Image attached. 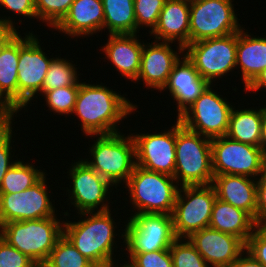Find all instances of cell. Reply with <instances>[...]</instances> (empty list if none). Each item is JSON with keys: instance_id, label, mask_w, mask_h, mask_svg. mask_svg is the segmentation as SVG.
Wrapping results in <instances>:
<instances>
[{"instance_id": "6da1fadb", "label": "cell", "mask_w": 266, "mask_h": 267, "mask_svg": "<svg viewBox=\"0 0 266 267\" xmlns=\"http://www.w3.org/2000/svg\"><path fill=\"white\" fill-rule=\"evenodd\" d=\"M111 210L80 213L77 222L67 220L71 215L68 210L61 212L66 219L63 222V235L96 267H112L120 264L118 261L120 258L116 259L114 252H124L123 248L117 251L118 242L123 243L121 247H124V225L121 227L123 229L116 230L117 220L112 216ZM115 236H120L119 239L123 242L117 241Z\"/></svg>"}, {"instance_id": "7a4b0ae2", "label": "cell", "mask_w": 266, "mask_h": 267, "mask_svg": "<svg viewBox=\"0 0 266 267\" xmlns=\"http://www.w3.org/2000/svg\"><path fill=\"white\" fill-rule=\"evenodd\" d=\"M120 92V93H119ZM115 91L100 82L89 84L80 81L79 92L72 114L81 123L82 135H100L120 132V122L137 111L127 94ZM128 116V117H127ZM119 125V126H118Z\"/></svg>"}, {"instance_id": "3957f363", "label": "cell", "mask_w": 266, "mask_h": 267, "mask_svg": "<svg viewBox=\"0 0 266 267\" xmlns=\"http://www.w3.org/2000/svg\"><path fill=\"white\" fill-rule=\"evenodd\" d=\"M88 136L96 140H91L93 144H89L90 158L81 159L118 190L117 187L128 181L136 165L131 132L127 136L123 132Z\"/></svg>"}, {"instance_id": "277c9868", "label": "cell", "mask_w": 266, "mask_h": 267, "mask_svg": "<svg viewBox=\"0 0 266 267\" xmlns=\"http://www.w3.org/2000/svg\"><path fill=\"white\" fill-rule=\"evenodd\" d=\"M175 152L174 178L180 187L212 184L211 139L185 128L177 118Z\"/></svg>"}, {"instance_id": "5b68a950", "label": "cell", "mask_w": 266, "mask_h": 267, "mask_svg": "<svg viewBox=\"0 0 266 267\" xmlns=\"http://www.w3.org/2000/svg\"><path fill=\"white\" fill-rule=\"evenodd\" d=\"M124 185L134 214H172L180 187L174 177L135 165Z\"/></svg>"}, {"instance_id": "8992f818", "label": "cell", "mask_w": 266, "mask_h": 267, "mask_svg": "<svg viewBox=\"0 0 266 267\" xmlns=\"http://www.w3.org/2000/svg\"><path fill=\"white\" fill-rule=\"evenodd\" d=\"M62 217L11 221L0 226V236L41 267L63 235Z\"/></svg>"}, {"instance_id": "52a82bcc", "label": "cell", "mask_w": 266, "mask_h": 267, "mask_svg": "<svg viewBox=\"0 0 266 267\" xmlns=\"http://www.w3.org/2000/svg\"><path fill=\"white\" fill-rule=\"evenodd\" d=\"M78 159L77 162L74 160V163H71L67 171L70 185L64 190L68 195L66 198L68 201L66 200L64 203L70 201L67 205L71 204L75 210L77 209L76 215L112 209L110 206L114 202L110 196L113 197L111 193L113 191L112 194H114V186L85 163L83 159L79 157Z\"/></svg>"}, {"instance_id": "ba28073f", "label": "cell", "mask_w": 266, "mask_h": 267, "mask_svg": "<svg viewBox=\"0 0 266 267\" xmlns=\"http://www.w3.org/2000/svg\"><path fill=\"white\" fill-rule=\"evenodd\" d=\"M22 35L19 32L18 111L23 109L27 112L28 105L32 106L34 99H38L42 92L46 73L54 57L47 56L34 31H26Z\"/></svg>"}, {"instance_id": "9c48e42d", "label": "cell", "mask_w": 266, "mask_h": 267, "mask_svg": "<svg viewBox=\"0 0 266 267\" xmlns=\"http://www.w3.org/2000/svg\"><path fill=\"white\" fill-rule=\"evenodd\" d=\"M236 50L237 32L189 43L184 48V54L194 64L200 76L214 84L220 78L226 79L230 72L234 73Z\"/></svg>"}, {"instance_id": "30bf717a", "label": "cell", "mask_w": 266, "mask_h": 267, "mask_svg": "<svg viewBox=\"0 0 266 267\" xmlns=\"http://www.w3.org/2000/svg\"><path fill=\"white\" fill-rule=\"evenodd\" d=\"M216 198L212 184L179 187L171 214L176 237L188 238L193 232L209 227Z\"/></svg>"}, {"instance_id": "8fae6325", "label": "cell", "mask_w": 266, "mask_h": 267, "mask_svg": "<svg viewBox=\"0 0 266 267\" xmlns=\"http://www.w3.org/2000/svg\"><path fill=\"white\" fill-rule=\"evenodd\" d=\"M234 0H197L190 2L189 43L223 37L239 32V23Z\"/></svg>"}, {"instance_id": "7c38bea8", "label": "cell", "mask_w": 266, "mask_h": 267, "mask_svg": "<svg viewBox=\"0 0 266 267\" xmlns=\"http://www.w3.org/2000/svg\"><path fill=\"white\" fill-rule=\"evenodd\" d=\"M125 221L122 223L125 224L124 250L127 252L166 250L177 239L171 215L131 213Z\"/></svg>"}, {"instance_id": "4fadbf2b", "label": "cell", "mask_w": 266, "mask_h": 267, "mask_svg": "<svg viewBox=\"0 0 266 267\" xmlns=\"http://www.w3.org/2000/svg\"><path fill=\"white\" fill-rule=\"evenodd\" d=\"M215 85L210 84L178 118L185 128L210 139L226 135L229 116L235 105L217 93L213 89Z\"/></svg>"}, {"instance_id": "5bb4252c", "label": "cell", "mask_w": 266, "mask_h": 267, "mask_svg": "<svg viewBox=\"0 0 266 267\" xmlns=\"http://www.w3.org/2000/svg\"><path fill=\"white\" fill-rule=\"evenodd\" d=\"M211 156L214 175H243L257 179L266 168V157L260 147L226 135L211 139Z\"/></svg>"}, {"instance_id": "9a60e30c", "label": "cell", "mask_w": 266, "mask_h": 267, "mask_svg": "<svg viewBox=\"0 0 266 267\" xmlns=\"http://www.w3.org/2000/svg\"><path fill=\"white\" fill-rule=\"evenodd\" d=\"M46 175L48 176L46 173L37 183L24 191L0 193V226L11 221L57 216L58 210L51 196L52 190H49L50 185L47 187V180L50 178Z\"/></svg>"}, {"instance_id": "2e32d148", "label": "cell", "mask_w": 266, "mask_h": 267, "mask_svg": "<svg viewBox=\"0 0 266 267\" xmlns=\"http://www.w3.org/2000/svg\"><path fill=\"white\" fill-rule=\"evenodd\" d=\"M168 128V129H167ZM164 130L131 133L135 142L136 165L174 177L176 163V121Z\"/></svg>"}, {"instance_id": "e0dca14e", "label": "cell", "mask_w": 266, "mask_h": 267, "mask_svg": "<svg viewBox=\"0 0 266 267\" xmlns=\"http://www.w3.org/2000/svg\"><path fill=\"white\" fill-rule=\"evenodd\" d=\"M146 42V43H145ZM141 54L140 70L132 83L145 84L146 89L160 92L167 83L174 65L184 55V47L173 42L145 40ZM175 48H172L173 46ZM143 81V83H141ZM139 82V83H138ZM154 89V90H152Z\"/></svg>"}, {"instance_id": "ac0fdd59", "label": "cell", "mask_w": 266, "mask_h": 267, "mask_svg": "<svg viewBox=\"0 0 266 267\" xmlns=\"http://www.w3.org/2000/svg\"><path fill=\"white\" fill-rule=\"evenodd\" d=\"M188 239L210 267H229L246 249L240 238L211 227L193 232Z\"/></svg>"}, {"instance_id": "d6986e66", "label": "cell", "mask_w": 266, "mask_h": 267, "mask_svg": "<svg viewBox=\"0 0 266 267\" xmlns=\"http://www.w3.org/2000/svg\"><path fill=\"white\" fill-rule=\"evenodd\" d=\"M209 85L210 83L200 76L194 64L184 54L174 65L167 83L160 92L169 91L177 105L176 118L178 119Z\"/></svg>"}, {"instance_id": "ffe728a7", "label": "cell", "mask_w": 266, "mask_h": 267, "mask_svg": "<svg viewBox=\"0 0 266 267\" xmlns=\"http://www.w3.org/2000/svg\"><path fill=\"white\" fill-rule=\"evenodd\" d=\"M108 35L106 43L100 51L105 54L113 68L121 77L135 81L140 70L141 54L144 39H139V34H105Z\"/></svg>"}, {"instance_id": "44dd1931", "label": "cell", "mask_w": 266, "mask_h": 267, "mask_svg": "<svg viewBox=\"0 0 266 267\" xmlns=\"http://www.w3.org/2000/svg\"><path fill=\"white\" fill-rule=\"evenodd\" d=\"M103 22L102 0H74L68 13L53 29L62 32L67 38L77 37V41L81 36L87 38L103 32Z\"/></svg>"}, {"instance_id": "7402d4cb", "label": "cell", "mask_w": 266, "mask_h": 267, "mask_svg": "<svg viewBox=\"0 0 266 267\" xmlns=\"http://www.w3.org/2000/svg\"><path fill=\"white\" fill-rule=\"evenodd\" d=\"M190 2L166 0L158 23L149 36L156 41L173 42L184 48L189 44Z\"/></svg>"}, {"instance_id": "603a6c76", "label": "cell", "mask_w": 266, "mask_h": 267, "mask_svg": "<svg viewBox=\"0 0 266 267\" xmlns=\"http://www.w3.org/2000/svg\"><path fill=\"white\" fill-rule=\"evenodd\" d=\"M217 198L247 212L256 222L257 182L243 175H214Z\"/></svg>"}, {"instance_id": "cb8c5ba5", "label": "cell", "mask_w": 266, "mask_h": 267, "mask_svg": "<svg viewBox=\"0 0 266 267\" xmlns=\"http://www.w3.org/2000/svg\"><path fill=\"white\" fill-rule=\"evenodd\" d=\"M244 28L237 32L236 50V69H240L243 90L266 68V36L255 37Z\"/></svg>"}, {"instance_id": "d4e9b609", "label": "cell", "mask_w": 266, "mask_h": 267, "mask_svg": "<svg viewBox=\"0 0 266 267\" xmlns=\"http://www.w3.org/2000/svg\"><path fill=\"white\" fill-rule=\"evenodd\" d=\"M256 224L255 220L247 212L216 198L209 227L232 234L246 244Z\"/></svg>"}, {"instance_id": "484cf974", "label": "cell", "mask_w": 266, "mask_h": 267, "mask_svg": "<svg viewBox=\"0 0 266 267\" xmlns=\"http://www.w3.org/2000/svg\"><path fill=\"white\" fill-rule=\"evenodd\" d=\"M239 107H233L231 110L226 136L244 144L260 147L262 118L266 104L256 109Z\"/></svg>"}, {"instance_id": "4316f807", "label": "cell", "mask_w": 266, "mask_h": 267, "mask_svg": "<svg viewBox=\"0 0 266 267\" xmlns=\"http://www.w3.org/2000/svg\"><path fill=\"white\" fill-rule=\"evenodd\" d=\"M19 32L0 52V92L18 110Z\"/></svg>"}, {"instance_id": "83f0119b", "label": "cell", "mask_w": 266, "mask_h": 267, "mask_svg": "<svg viewBox=\"0 0 266 267\" xmlns=\"http://www.w3.org/2000/svg\"><path fill=\"white\" fill-rule=\"evenodd\" d=\"M103 30L108 34H137L134 0H102Z\"/></svg>"}, {"instance_id": "f1b7e54d", "label": "cell", "mask_w": 266, "mask_h": 267, "mask_svg": "<svg viewBox=\"0 0 266 267\" xmlns=\"http://www.w3.org/2000/svg\"><path fill=\"white\" fill-rule=\"evenodd\" d=\"M18 161L7 171L0 185V193H16L24 191L37 183L47 172L36 167L32 162ZM31 163V164H30ZM39 168V169H38Z\"/></svg>"}, {"instance_id": "f546056e", "label": "cell", "mask_w": 266, "mask_h": 267, "mask_svg": "<svg viewBox=\"0 0 266 267\" xmlns=\"http://www.w3.org/2000/svg\"><path fill=\"white\" fill-rule=\"evenodd\" d=\"M53 58L49 69L46 73V77L43 82L42 92L39 94L43 96L47 91L62 88L65 86H73L79 78V71L73 64L74 61L62 58L60 56ZM71 61V62H70Z\"/></svg>"}, {"instance_id": "4dcf8cb0", "label": "cell", "mask_w": 266, "mask_h": 267, "mask_svg": "<svg viewBox=\"0 0 266 267\" xmlns=\"http://www.w3.org/2000/svg\"><path fill=\"white\" fill-rule=\"evenodd\" d=\"M41 267H96L62 235Z\"/></svg>"}, {"instance_id": "1f68e13d", "label": "cell", "mask_w": 266, "mask_h": 267, "mask_svg": "<svg viewBox=\"0 0 266 267\" xmlns=\"http://www.w3.org/2000/svg\"><path fill=\"white\" fill-rule=\"evenodd\" d=\"M80 81L78 80L73 86H65L62 88L47 91L42 97L45 99L46 106L50 110V115L56 114L60 116H71L76 103L79 92ZM52 112V113H51Z\"/></svg>"}, {"instance_id": "d6a6232c", "label": "cell", "mask_w": 266, "mask_h": 267, "mask_svg": "<svg viewBox=\"0 0 266 267\" xmlns=\"http://www.w3.org/2000/svg\"><path fill=\"white\" fill-rule=\"evenodd\" d=\"M169 250L173 267H210L188 238H177Z\"/></svg>"}, {"instance_id": "836d02e7", "label": "cell", "mask_w": 266, "mask_h": 267, "mask_svg": "<svg viewBox=\"0 0 266 267\" xmlns=\"http://www.w3.org/2000/svg\"><path fill=\"white\" fill-rule=\"evenodd\" d=\"M74 0H35L37 21L51 30L64 18Z\"/></svg>"}, {"instance_id": "e575fe53", "label": "cell", "mask_w": 266, "mask_h": 267, "mask_svg": "<svg viewBox=\"0 0 266 267\" xmlns=\"http://www.w3.org/2000/svg\"><path fill=\"white\" fill-rule=\"evenodd\" d=\"M166 0H134V13L137 24V34L139 29L147 30L150 34L156 27L160 12Z\"/></svg>"}, {"instance_id": "d590c367", "label": "cell", "mask_w": 266, "mask_h": 267, "mask_svg": "<svg viewBox=\"0 0 266 267\" xmlns=\"http://www.w3.org/2000/svg\"><path fill=\"white\" fill-rule=\"evenodd\" d=\"M128 261L126 267H173V260L169 249L154 252H124Z\"/></svg>"}, {"instance_id": "8d00e7d4", "label": "cell", "mask_w": 266, "mask_h": 267, "mask_svg": "<svg viewBox=\"0 0 266 267\" xmlns=\"http://www.w3.org/2000/svg\"><path fill=\"white\" fill-rule=\"evenodd\" d=\"M12 126L13 125H0V185L7 171L18 161L17 155L14 156V152H16L15 147H12L15 142V139L12 138L16 136ZM13 156L14 158L16 157V160L13 159Z\"/></svg>"}, {"instance_id": "74e56055", "label": "cell", "mask_w": 266, "mask_h": 267, "mask_svg": "<svg viewBox=\"0 0 266 267\" xmlns=\"http://www.w3.org/2000/svg\"><path fill=\"white\" fill-rule=\"evenodd\" d=\"M0 267H39L0 236Z\"/></svg>"}, {"instance_id": "f35d334b", "label": "cell", "mask_w": 266, "mask_h": 267, "mask_svg": "<svg viewBox=\"0 0 266 267\" xmlns=\"http://www.w3.org/2000/svg\"><path fill=\"white\" fill-rule=\"evenodd\" d=\"M245 250L266 267V224L255 225Z\"/></svg>"}, {"instance_id": "ab89813d", "label": "cell", "mask_w": 266, "mask_h": 267, "mask_svg": "<svg viewBox=\"0 0 266 267\" xmlns=\"http://www.w3.org/2000/svg\"><path fill=\"white\" fill-rule=\"evenodd\" d=\"M8 10L7 12L19 15L27 19H37L35 10V0H0V8Z\"/></svg>"}, {"instance_id": "60d3db41", "label": "cell", "mask_w": 266, "mask_h": 267, "mask_svg": "<svg viewBox=\"0 0 266 267\" xmlns=\"http://www.w3.org/2000/svg\"><path fill=\"white\" fill-rule=\"evenodd\" d=\"M256 223H266V168L257 177Z\"/></svg>"}, {"instance_id": "b9f144b4", "label": "cell", "mask_w": 266, "mask_h": 267, "mask_svg": "<svg viewBox=\"0 0 266 267\" xmlns=\"http://www.w3.org/2000/svg\"><path fill=\"white\" fill-rule=\"evenodd\" d=\"M13 22V19L10 17V15L8 16V18L6 17V15L3 17V15L0 16V52L2 50V48L5 46V44L18 32L19 27L16 26V24ZM17 29H16V28ZM18 30V31H17Z\"/></svg>"}, {"instance_id": "7bdbcfd3", "label": "cell", "mask_w": 266, "mask_h": 267, "mask_svg": "<svg viewBox=\"0 0 266 267\" xmlns=\"http://www.w3.org/2000/svg\"><path fill=\"white\" fill-rule=\"evenodd\" d=\"M17 113L19 111L0 92V125H14Z\"/></svg>"}, {"instance_id": "ee69618b", "label": "cell", "mask_w": 266, "mask_h": 267, "mask_svg": "<svg viewBox=\"0 0 266 267\" xmlns=\"http://www.w3.org/2000/svg\"><path fill=\"white\" fill-rule=\"evenodd\" d=\"M244 91L248 94V92H253V94L260 91L266 92V68L263 69L255 79L244 89Z\"/></svg>"}, {"instance_id": "f6af8a7d", "label": "cell", "mask_w": 266, "mask_h": 267, "mask_svg": "<svg viewBox=\"0 0 266 267\" xmlns=\"http://www.w3.org/2000/svg\"><path fill=\"white\" fill-rule=\"evenodd\" d=\"M229 267H265L245 250Z\"/></svg>"}, {"instance_id": "bcb514c9", "label": "cell", "mask_w": 266, "mask_h": 267, "mask_svg": "<svg viewBox=\"0 0 266 267\" xmlns=\"http://www.w3.org/2000/svg\"><path fill=\"white\" fill-rule=\"evenodd\" d=\"M260 148L266 157V111L263 113L262 126H261V138H260Z\"/></svg>"}, {"instance_id": "7dc6e473", "label": "cell", "mask_w": 266, "mask_h": 267, "mask_svg": "<svg viewBox=\"0 0 266 267\" xmlns=\"http://www.w3.org/2000/svg\"><path fill=\"white\" fill-rule=\"evenodd\" d=\"M112 267H126L124 264H118V265H114Z\"/></svg>"}, {"instance_id": "c3c4849f", "label": "cell", "mask_w": 266, "mask_h": 267, "mask_svg": "<svg viewBox=\"0 0 266 267\" xmlns=\"http://www.w3.org/2000/svg\"><path fill=\"white\" fill-rule=\"evenodd\" d=\"M187 2H194V1H197V0H185Z\"/></svg>"}]
</instances>
